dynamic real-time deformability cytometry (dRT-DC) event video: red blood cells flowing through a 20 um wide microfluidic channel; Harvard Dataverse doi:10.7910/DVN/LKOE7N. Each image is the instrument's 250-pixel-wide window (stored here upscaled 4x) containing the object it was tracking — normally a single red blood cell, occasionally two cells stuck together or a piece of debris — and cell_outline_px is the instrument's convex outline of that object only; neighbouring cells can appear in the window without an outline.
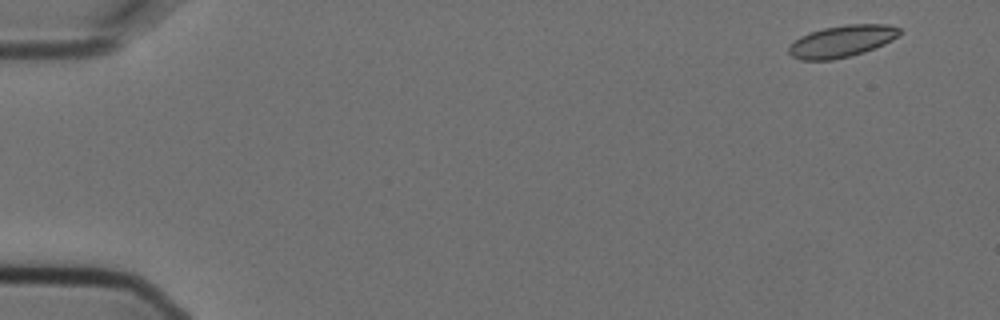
{"species": "Egyptian fruit bat (a non-hibernating species)", "species_latin": "Rousettus aegyptiacus", "temperature_condition": "cold", "stored_images_in_passage": 5, "segment_of_instrument_passage": [1, 2], "camera_frame_rate_fps": 3000, "um_per_image_px": 0.085, "animal": {"sex": "female"}, "frame": {"image": 1, "passage_image": 1, "time_ms": 0.0, "image_size_px": [1000, 320], "cell_outline_px": [[900, 32], [892, 40], [884, 44], [864, 52], [832, 60], [800, 60], [792, 56], [788, 52], [788, 48], [800, 36], [824, 28], [848, 24], [888, 24], [900, 28]], "centroid_in_image_um": [71.55, 3.51], "position_along_channel_um": 13.4, "area_um2": 20.29}}